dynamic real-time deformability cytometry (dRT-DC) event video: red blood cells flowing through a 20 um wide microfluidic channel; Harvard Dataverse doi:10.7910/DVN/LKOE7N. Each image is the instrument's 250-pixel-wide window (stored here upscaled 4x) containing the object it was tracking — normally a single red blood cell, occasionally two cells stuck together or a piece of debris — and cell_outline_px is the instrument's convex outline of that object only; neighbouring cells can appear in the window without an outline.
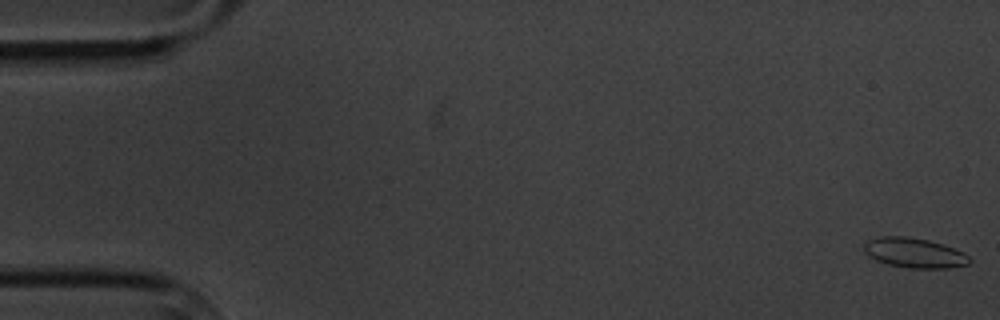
{"species": "common noctule bat (a hibernating species)", "species_latin": "Nyctalus noctula", "temperature_condition": "cold", "stored_images_in_passage": 6, "camera_frame_rate_fps": 3000, "um_per_image_px": 0.085, "animal": {"sex": "male", "body_mass_g": 20.1, "forearm_length_mm": 53.5}, "frame": {"image": 1, "passage_image": 1, "time_ms": 0.0, "image_size_px": [1000, 320], "cell_outline_px": [[972, 260], [968, 264], [948, 268], [908, 268], [888, 264], [876, 260], [868, 256], [864, 252], [864, 244], [868, 240], [880, 236], [908, 236], [928, 240], [964, 252]], "centroid_in_image_um": [77.7, 21.49], "position_along_channel_um": 7.3, "area_um2": 18.32}}